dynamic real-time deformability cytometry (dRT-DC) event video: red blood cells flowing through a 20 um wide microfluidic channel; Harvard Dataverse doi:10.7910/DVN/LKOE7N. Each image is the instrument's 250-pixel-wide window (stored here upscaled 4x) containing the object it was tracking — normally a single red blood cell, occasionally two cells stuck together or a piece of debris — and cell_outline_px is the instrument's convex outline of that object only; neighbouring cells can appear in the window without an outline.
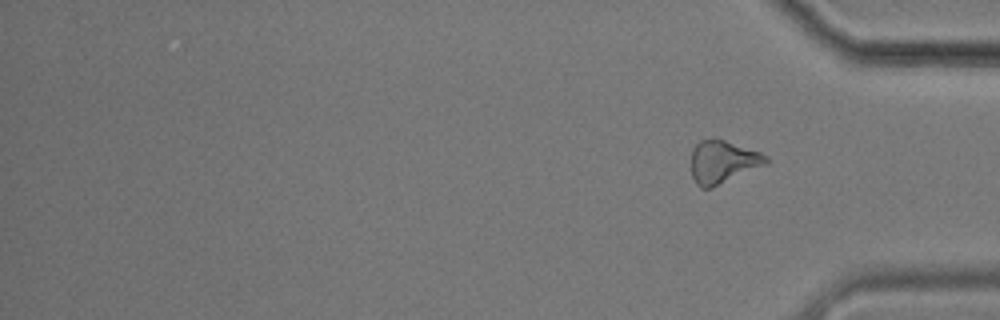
{"species": "common noctule bat (a hibernating species)", "species_latin": "Nyctalus noctula", "temperature_condition": "cold", "stored_images_in_passage": 15, "segment_of_instrument_passage": [2, 2], "camera_frame_rate_fps": 3000, "um_per_image_px": 0.085, "animal": {"sex": "male", "body_mass_g": 17.9}, "frame": {"image": 1, "passage_image": 15, "time_ms": 19.667, "image_size_px": [1000, 320], "cell_outline_px": [[768, 164], [712, 188], [700, 188], [696, 184], [692, 176], [692, 148], [700, 140], [716, 136], [760, 152], [768, 156]], "centroid_in_image_um": [61.44, 13.73], "position_along_channel_um": 373.8, "area_um2": 19.13}}